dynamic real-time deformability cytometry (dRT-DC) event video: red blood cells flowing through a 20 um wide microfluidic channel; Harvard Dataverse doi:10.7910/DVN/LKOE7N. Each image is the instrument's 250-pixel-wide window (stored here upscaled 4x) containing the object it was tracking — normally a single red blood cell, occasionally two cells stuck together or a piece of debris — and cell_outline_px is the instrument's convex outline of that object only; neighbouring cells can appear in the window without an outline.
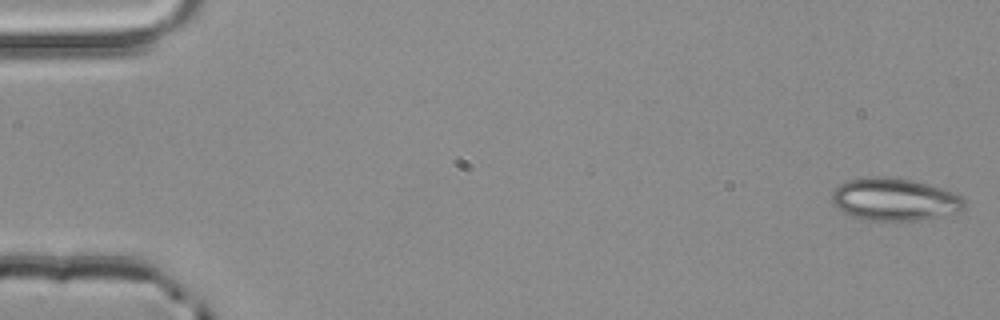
{"species": "common noctule bat (a hibernating species)", "species_latin": "Nyctalus noctula", "temperature_condition": "room temperature", "stored_images_in_passage": 13, "camera_frame_rate_fps": 3000, "um_per_image_px": 0.085, "animal": {"sex": "male", "body_mass_g": 20.4}, "frame": {"image": 1, "passage_image": 1, "time_ms": 0.0, "image_size_px": [1000, 320], "cell_outline_px": [[964, 208], [960, 212], [916, 220], [876, 220], [856, 216], [844, 212], [836, 208], [832, 204], [832, 192], [840, 184], [848, 180], [868, 176], [880, 176], [912, 180], [928, 184], [956, 192], [964, 200]], "centroid_in_image_um": [76.05, 16.93], "position_along_channel_um": 9.0, "area_um2": 32.54}}